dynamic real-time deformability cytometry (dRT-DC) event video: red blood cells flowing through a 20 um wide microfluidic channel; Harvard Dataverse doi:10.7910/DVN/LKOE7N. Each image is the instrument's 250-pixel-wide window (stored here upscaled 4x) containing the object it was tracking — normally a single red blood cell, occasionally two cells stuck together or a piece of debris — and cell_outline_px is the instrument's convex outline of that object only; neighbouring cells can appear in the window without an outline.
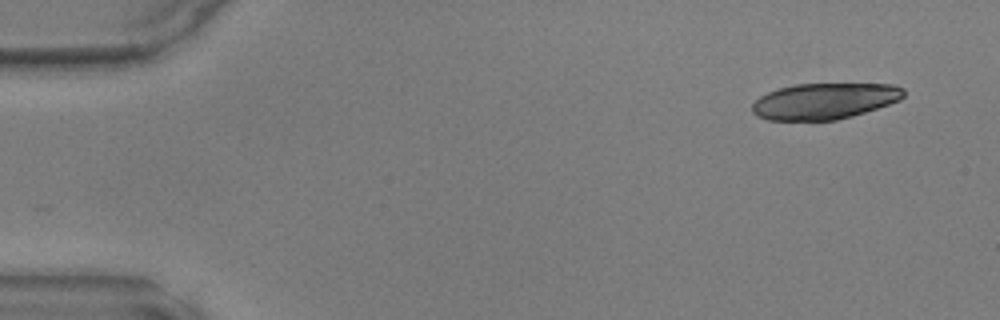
{"species": "common noctule bat (a hibernating species)", "species_latin": "Nyctalus noctula", "temperature_condition": "warm", "stored_images_in_passage": 44, "camera_frame_rate_fps": 3000, "um_per_image_px": 0.085, "animal": {"sex": "male", "body_mass_g": 17.9, "forearm_length_mm": 54.2}, "frame": {"image": 1, "passage_image": 1, "time_ms": 0.0, "image_size_px": [1000, 320], "cell_outline_px": [[904, 96], [900, 100], [852, 116], [836, 120], [768, 120], [756, 116], [752, 112], [752, 104], [760, 96], [768, 92], [780, 88], [796, 84], [892, 84], [904, 88]], "centroid_in_image_um": [70.06, 8.59], "position_along_channel_um": 14.9, "area_um2": 31.73}}
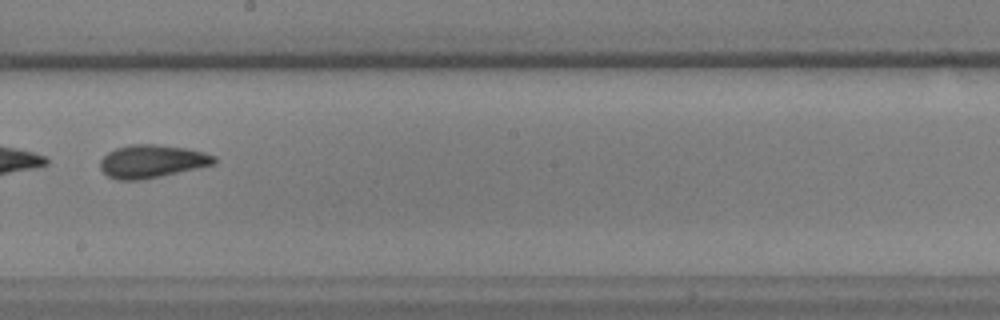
{"frame": {"image": 2, "passage_image": 25, "time_ms": 8.0, "image_size_px": [1000, 320], "cell_outline_px": [[216, 164], [160, 176], [140, 180], [116, 180], [108, 176], [100, 168], [100, 160], [108, 152], [116, 148], [132, 144], [156, 144], [188, 148], [204, 152], [216, 156]], "centroid_in_image_um": [12.92, 13.7], "position_along_channel_um": 235.3, "area_um2": 21.96}}